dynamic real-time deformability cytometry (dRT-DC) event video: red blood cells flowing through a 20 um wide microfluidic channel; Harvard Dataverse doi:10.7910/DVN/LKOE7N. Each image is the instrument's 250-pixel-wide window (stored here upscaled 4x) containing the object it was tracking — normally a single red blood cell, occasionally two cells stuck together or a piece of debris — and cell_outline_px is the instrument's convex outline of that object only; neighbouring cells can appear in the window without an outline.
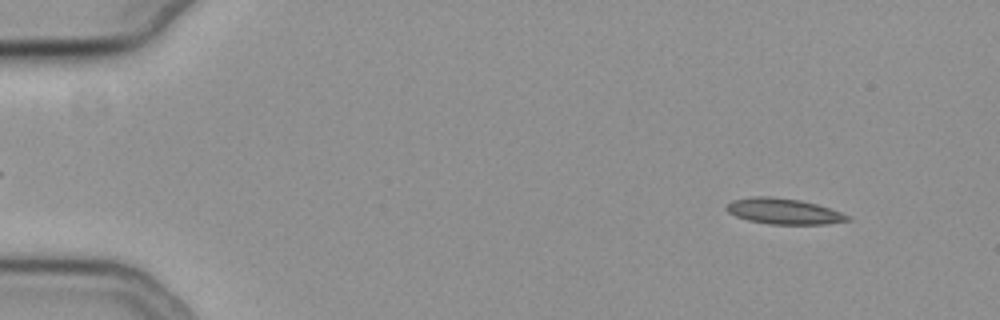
{"species": "common noctule bat (a hibernating species)", "species_latin": "Nyctalus noctula", "temperature_condition": "cold", "stored_images_in_passage": 17, "camera_frame_rate_fps": 3000, "um_per_image_px": 0.085, "animal": {"sex": "female", "body_mass_g": 19.3, "forearm_length_mm": 54.1}, "frame": {"image": 1, "passage_image": 7, "time_ms": 2.0, "image_size_px": [1000, 320], "cell_outline_px": [[848, 220], [824, 224], [768, 224], [748, 220], [736, 216], [728, 212], [724, 208], [732, 200], [752, 196], [768, 196], [800, 200], [816, 204], [840, 212], [848, 216]], "centroid_in_image_um": [66.53, 17.95], "position_along_channel_um": 18.5, "area_um2": 17.92}}